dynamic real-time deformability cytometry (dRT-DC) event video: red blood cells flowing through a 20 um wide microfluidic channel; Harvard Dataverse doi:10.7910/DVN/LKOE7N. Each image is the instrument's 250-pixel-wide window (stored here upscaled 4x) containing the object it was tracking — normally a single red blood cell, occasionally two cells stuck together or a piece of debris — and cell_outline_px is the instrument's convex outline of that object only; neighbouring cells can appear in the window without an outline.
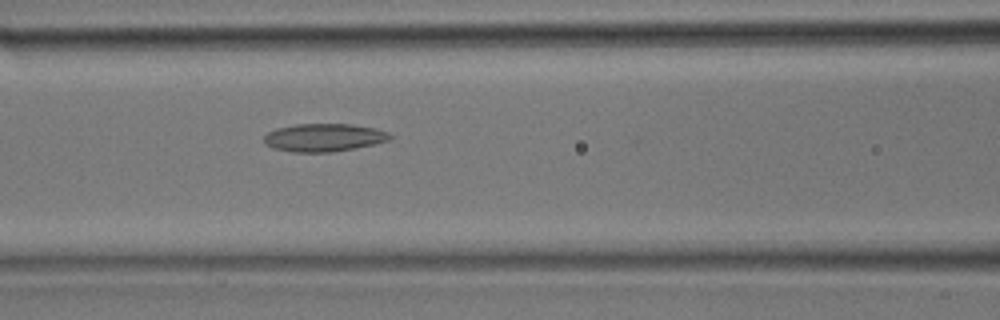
{"species": "common noctule bat (a hibernating species)", "species_latin": "Nyctalus noctula", "temperature_condition": "room temperature", "stored_images_in_passage": 13, "camera_frame_rate_fps": 3000, "um_per_image_px": 0.085, "animal": {"sex": "male", "body_mass_g": 17.9}, "frame": {"image": 1, "passage_image": 13, "time_ms": 4.0, "image_size_px": [1000, 320], "cell_outline_px": [[392, 136], [388, 140], [372, 144], [332, 152], [292, 152], [272, 148], [264, 144], [264, 136], [268, 132], [276, 128], [296, 124], [352, 124], [372, 128], [388, 132]], "centroid_in_image_um": [27.46, 11.69], "position_along_channel_um": 139.1, "area_um2": 20.35}}